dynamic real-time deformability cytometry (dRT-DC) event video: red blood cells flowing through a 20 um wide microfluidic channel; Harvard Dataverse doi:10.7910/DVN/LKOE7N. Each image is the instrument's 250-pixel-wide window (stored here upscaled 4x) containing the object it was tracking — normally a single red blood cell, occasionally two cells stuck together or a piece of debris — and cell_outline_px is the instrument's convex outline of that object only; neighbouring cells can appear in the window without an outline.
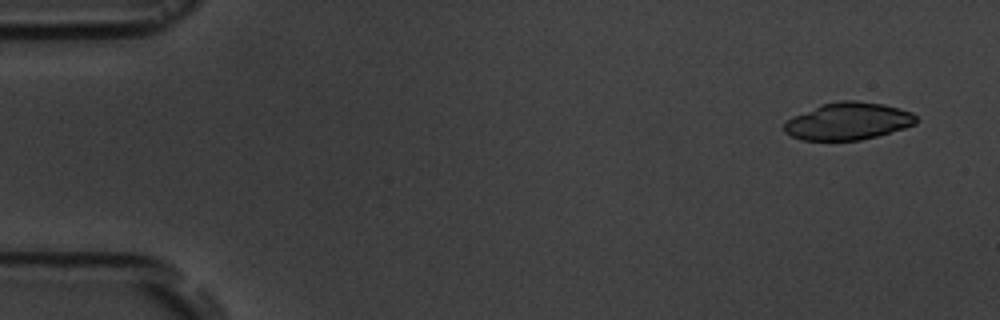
{"species": "common noctule bat (a hibernating species)", "species_latin": "Nyctalus noctula", "temperature_condition": "room temperature", "stored_images_in_passage": 4, "camera_frame_rate_fps": 3000, "um_per_image_px": 0.085, "animal": {"sex": "male", "body_mass_g": 19.5, "forearm_length_mm": 54.6}, "frame": {"image": 1, "passage_image": 1, "time_ms": 0.0, "image_size_px": [1000, 320], "cell_outline_px": [[916, 124], [904, 128], [876, 136], [860, 140], [804, 140], [792, 136], [784, 132], [784, 124], [788, 120], [820, 104], [840, 100], [856, 100], [884, 104], [900, 108], [912, 112], [916, 116]], "centroid_in_image_um": [72.12, 10.29], "position_along_channel_um": 12.9, "area_um2": 28.5}}